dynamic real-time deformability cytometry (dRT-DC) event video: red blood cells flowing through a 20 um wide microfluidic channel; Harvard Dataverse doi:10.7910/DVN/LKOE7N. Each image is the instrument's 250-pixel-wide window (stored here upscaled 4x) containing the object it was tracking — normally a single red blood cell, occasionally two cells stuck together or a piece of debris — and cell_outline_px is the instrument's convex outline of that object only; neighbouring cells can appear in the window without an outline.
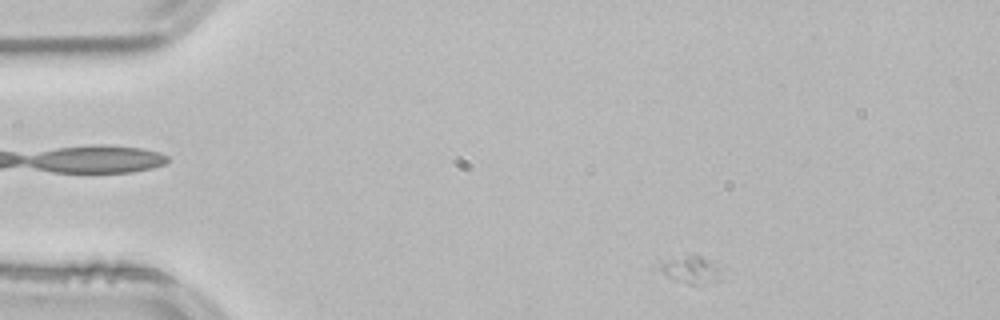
{"species": "common noctule bat (a hibernating species)", "species_latin": "Nyctalus noctula", "temperature_condition": "room temperature", "stored_images_in_passage": 47, "camera_frame_rate_fps": 3000, "um_per_image_px": 0.085, "animal": {"sex": "male", "body_mass_g": 21.5, "forearm_length_mm": 52.0}, "frame": {"image": 1, "passage_image": 1, "time_ms": 0.0, "image_size_px": [1000, 320], "cell_outline_px": [[720, 280], [700, 288], [676, 280], [652, 268], [660, 260], [688, 256], [700, 256], [720, 268]], "centroid_in_image_um": [58.64, 22.99], "position_along_channel_um": 26.4, "area_um2": 10.29}}
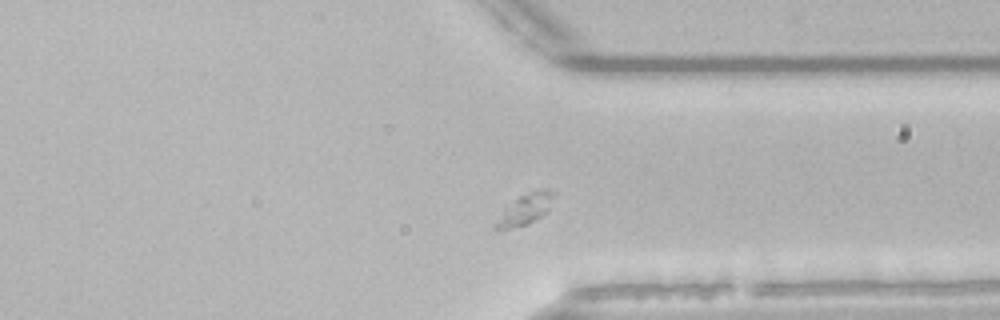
{"frame": {"image": 2, "passage_image": 34, "time_ms": 11.0, "image_size_px": [1000, 320], "cell_outline_px": [[556, 192], [548, 212], [528, 224], [500, 232], [496, 232], [492, 228], [492, 224], [520, 196], [540, 188], [544, 188]], "centroid_in_image_um": [44.64, 17.85], "position_along_channel_um": 366.8, "area_um2": 10.52}}
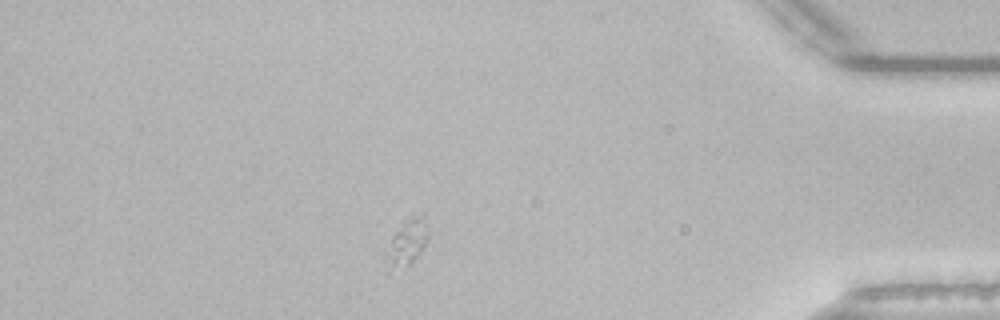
{"frame": {"image": 3, "passage_image": 40, "time_ms": 13.0, "image_size_px": [1000, 320], "cell_outline_px": [[428, 240], [416, 256], [408, 264], [388, 272], [388, 268], [392, 236], [412, 216], [424, 212], [428, 232]], "centroid_in_image_um": [34.69, 20.55], "position_along_channel_um": 400.5, "area_um2": 10.35}}